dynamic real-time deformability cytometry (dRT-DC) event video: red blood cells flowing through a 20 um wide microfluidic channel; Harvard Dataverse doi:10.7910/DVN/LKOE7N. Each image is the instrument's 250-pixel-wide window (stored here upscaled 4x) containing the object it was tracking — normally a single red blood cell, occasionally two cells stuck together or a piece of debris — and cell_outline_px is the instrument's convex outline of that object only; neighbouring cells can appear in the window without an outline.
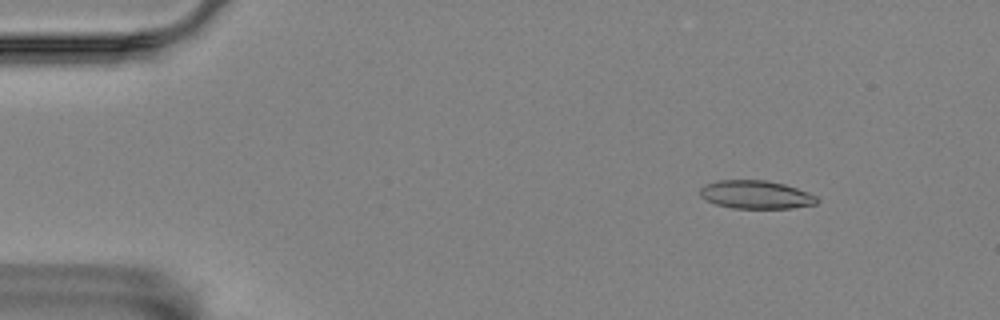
{"species": "Egyptian fruit bat (a non-hibernating species)", "species_latin": "Rousettus aegyptiacus", "temperature_condition": "room temperature", "stored_images_in_passage": 5, "segment_of_instrument_passage": [1, 2], "camera_frame_rate_fps": 3000, "um_per_image_px": 0.085, "animal": {"sex": "female"}, "frame": {"image": 1, "passage_image": 1, "time_ms": 0.0, "image_size_px": [1000, 320], "cell_outline_px": [[820, 200], [816, 204], [792, 208], [732, 208], [716, 204], [704, 200], [700, 196], [700, 188], [704, 184], [716, 180], [768, 180], [784, 184], [808, 192], [816, 196]], "centroid_in_image_um": [64.23, 16.54], "position_along_channel_um": 20.8, "area_um2": 19.42}}
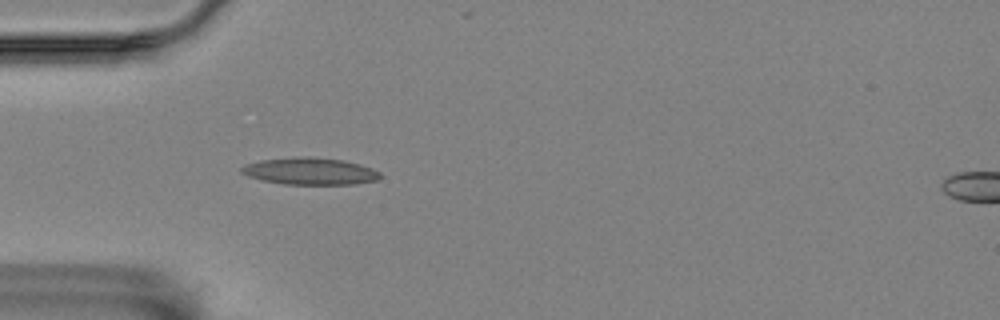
{"frame": {"image": 2, "passage_image": 4, "time_ms": 1.0, "image_size_px": [1000, 320], "cell_outline_px": [[380, 176], [376, 180], [356, 184], [284, 184], [264, 180], [248, 176], [240, 172], [240, 168], [244, 164], [260, 160], [292, 156], [308, 156], [344, 160], [360, 164], [372, 168], [380, 172]], "centroid_in_image_um": [26.33, 14.53], "position_along_channel_um": 58.7, "area_um2": 21.96}}